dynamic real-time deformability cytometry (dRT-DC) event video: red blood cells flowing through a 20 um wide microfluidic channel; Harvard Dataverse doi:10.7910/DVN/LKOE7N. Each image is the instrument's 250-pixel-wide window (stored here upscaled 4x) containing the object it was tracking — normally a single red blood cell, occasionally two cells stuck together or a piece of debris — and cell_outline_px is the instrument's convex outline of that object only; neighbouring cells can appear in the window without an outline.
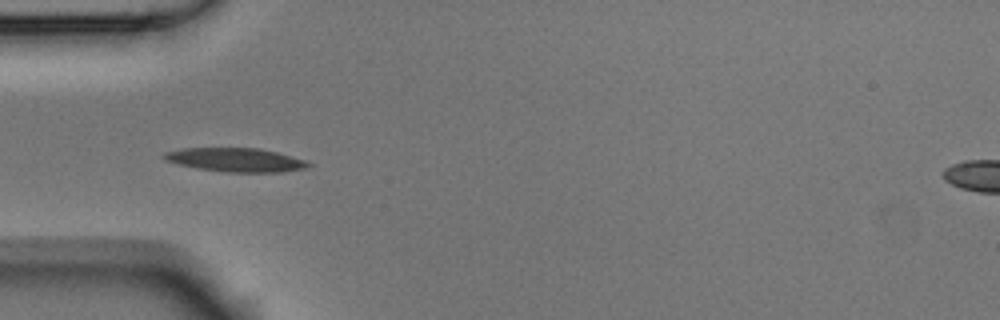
{"species": "Egyptian fruit bat (a non-hibernating species)", "species_latin": "Rousettus aegyptiacus", "temperature_condition": "room temperature", "stored_images_in_passage": 4, "camera_frame_rate_fps": 3000, "um_per_image_px": 0.085, "animal": {"sex": "male"}, "frame": {"image": 1, "passage_image": 4, "time_ms": 1.0, "image_size_px": [1000, 320], "cell_outline_px": [[312, 164], [308, 168], [280, 172], [228, 172], [196, 168], [164, 160], [160, 156], [164, 152], [184, 148], [260, 148], [276, 152], [304, 160]], "centroid_in_image_um": [20.01, 13.59], "position_along_channel_um": 65.0, "area_um2": 19.94}}